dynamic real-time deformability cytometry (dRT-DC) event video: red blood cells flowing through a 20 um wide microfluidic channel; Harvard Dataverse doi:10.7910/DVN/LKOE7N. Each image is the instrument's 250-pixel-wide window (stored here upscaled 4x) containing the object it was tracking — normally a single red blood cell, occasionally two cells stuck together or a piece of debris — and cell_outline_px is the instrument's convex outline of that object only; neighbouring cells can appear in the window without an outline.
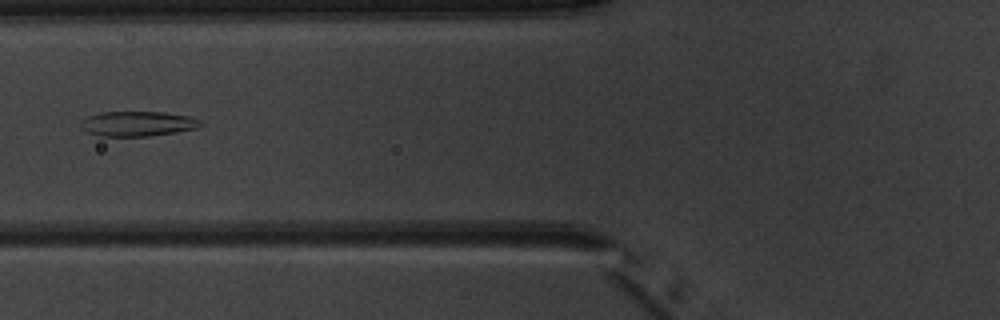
{"species": "common noctule bat (a hibernating species)", "species_latin": "Nyctalus noctula", "temperature_condition": "warm", "stored_images_in_passage": 6, "camera_frame_rate_fps": 3000, "um_per_image_px": 0.085, "animal": {"sex": "male", "body_mass_g": 20.1, "forearm_length_mm": 53.5}, "frame": {"image": 1, "passage_image": 6, "time_ms": 6.667, "image_size_px": [1000, 320], "cell_outline_px": [[204, 124], [196, 128], [176, 132], [148, 136], [100, 136], [88, 132], [80, 128], [80, 120], [88, 116], [100, 112], [164, 112], [192, 116], [200, 120]], "centroid_in_image_um": [11.69, 10.51], "position_along_channel_um": 114.1, "area_um2": 17.57}}